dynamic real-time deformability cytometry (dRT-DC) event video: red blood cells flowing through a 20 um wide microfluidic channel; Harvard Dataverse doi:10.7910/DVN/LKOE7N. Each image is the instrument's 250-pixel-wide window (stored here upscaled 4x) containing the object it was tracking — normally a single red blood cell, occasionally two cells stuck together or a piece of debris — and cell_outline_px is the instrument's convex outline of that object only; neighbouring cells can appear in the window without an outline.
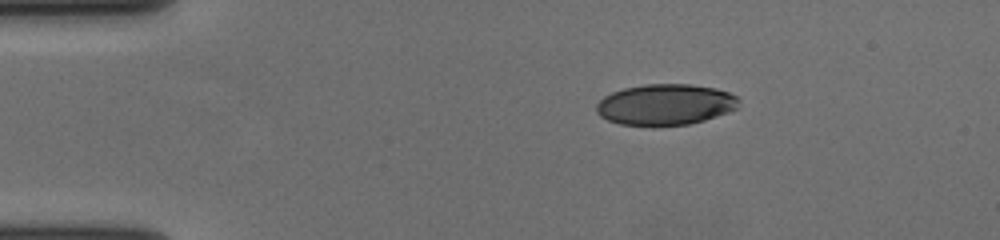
{"species": "human", "species_latin": "Homo sapiens", "temperature_condition": "cold", "stored_images_in_passage": 48, "camera_frame_rate_fps": 3000, "um_per_image_px": 0.085, "donor": {"sex": "female"}, "frame": {"image": 1, "passage_image": 1, "time_ms": 0.0, "image_size_px": [1000, 240], "cell_outline_px": [[740, 100], [736, 108], [728, 112], [704, 120], [688, 124], [652, 128], [620, 124], [608, 120], [600, 116], [596, 112], [596, 104], [604, 96], [612, 92], [624, 88], [644, 84], [688, 84], [716, 88], [728, 92], [736, 96]], "centroid_in_image_um": [56.52, 8.91], "position_along_channel_um": 28.5, "area_um2": 34.56}}
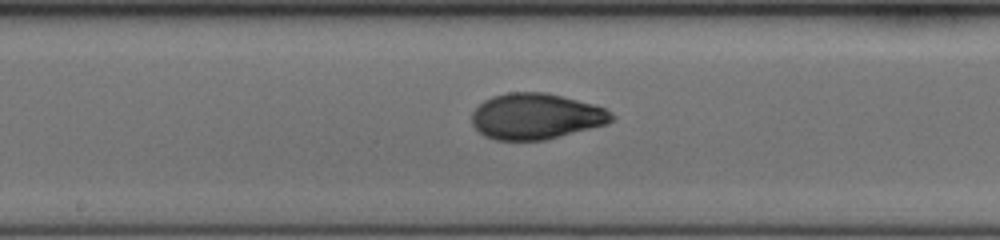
{"frame": {"image": 2, "passage_image": 21, "time_ms": 6.667, "image_size_px": [1000, 240], "cell_outline_px": [[616, 116], [608, 124], [544, 140], [496, 140], [484, 136], [472, 124], [472, 112], [484, 100], [492, 96], [508, 92], [544, 92], [592, 104], [604, 108]], "centroid_in_image_um": [45.54, 9.89], "position_along_channel_um": 202.7, "area_um2": 37.22}}
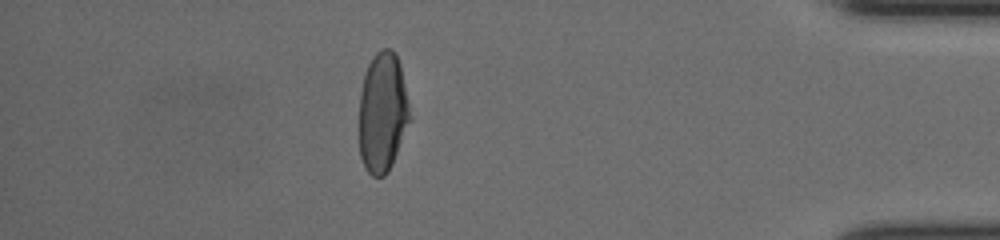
{"frame": {"image": 3, "passage_image": 41, "time_ms": 13.333, "image_size_px": [1000, 240], "cell_outline_px": [[412, 120], [392, 164], [388, 172], [384, 176], [372, 176], [368, 172], [360, 156], [360, 92], [364, 76], [368, 64], [372, 56], [376, 52], [384, 48], [392, 48], [396, 52], [400, 64]], "centroid_in_image_um": [32.54, 9.54], "position_along_channel_um": 402.7, "area_um2": 35.66}, "authors_computed_cell_mechanics": {"area_um2": 36.7319, "velocity_mm_per_s": 3.6489, "shape_relaxation_time_tau1_ms": 4.8343, "shape_relaxation_time_tau2_ms": 1.1015, "deformation_change_tau1": 0.1856, "deformation_change_tau2": 0.0544}}